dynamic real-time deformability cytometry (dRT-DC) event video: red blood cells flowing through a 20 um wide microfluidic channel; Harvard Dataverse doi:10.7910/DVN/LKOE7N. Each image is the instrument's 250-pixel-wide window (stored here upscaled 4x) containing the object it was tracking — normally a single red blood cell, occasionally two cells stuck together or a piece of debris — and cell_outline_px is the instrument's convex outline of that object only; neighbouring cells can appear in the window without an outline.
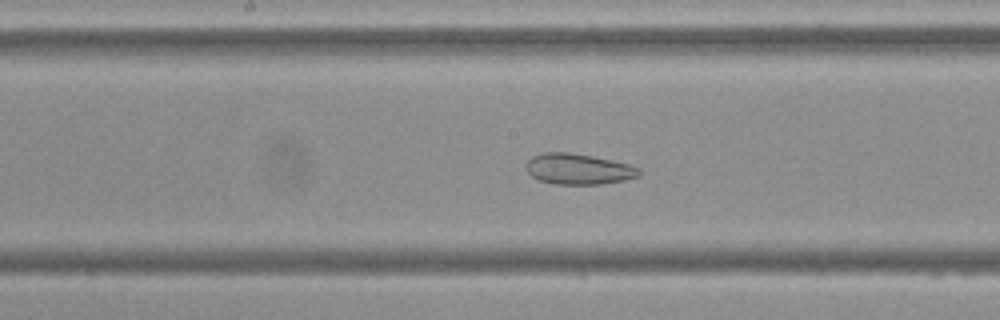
{"species": "Egyptian fruit bat (a non-hibernating species)", "species_latin": "Rousettus aegyptiacus", "temperature_condition": "cold", "stored_images_in_passage": 56, "camera_frame_rate_fps": 3000, "um_per_image_px": 0.085, "frame": {"image": 1, "passage_image": 29, "time_ms": 9.333, "image_size_px": [1000, 320], "cell_outline_px": [[640, 176], [624, 180], [600, 184], [556, 184], [540, 180], [532, 176], [528, 172], [528, 160], [532, 156], [544, 152], [568, 152], [592, 156], [628, 164], [640, 168]], "centroid_in_image_um": [49.18, 14.36], "position_along_channel_um": 199.0, "area_um2": 20.0}}
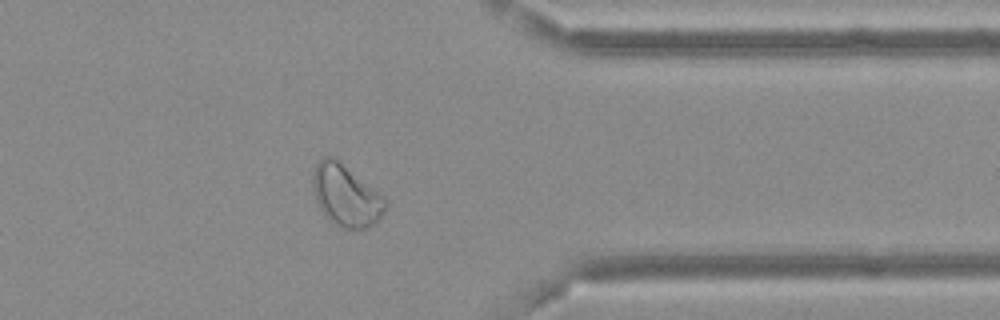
{"frame": {"image": 2, "passage_image": 45, "time_ms": 14.667, "image_size_px": [1000, 320], "cell_outline_px": [[388, 204], [380, 220], [376, 224], [368, 228], [344, 228], [328, 220], [320, 208], [316, 200], [312, 184], [312, 176], [316, 164], [324, 156], [332, 156], [384, 196]], "centroid_in_image_um": [29.42, 16.64], "position_along_channel_um": 382.0, "area_um2": 25.89}}
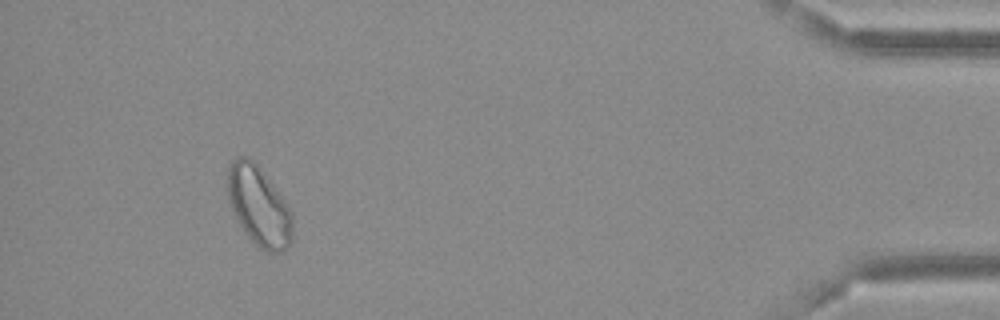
{"frame": {"image": 3, "passage_image": 52, "time_ms": 17.0, "image_size_px": [1000, 320], "cell_outline_px": [[292, 240], [280, 252], [268, 252], [260, 248], [244, 232], [228, 200], [224, 188], [228, 168], [232, 160], [240, 156], [248, 156], [256, 164], [272, 184], [284, 200], [292, 212]], "centroid_in_image_um": [21.96, 17.48], "position_along_channel_um": 413.2, "area_um2": 30.0}, "authors_computed_cell_mechanics": {"area_um2": 27.744, "velocity_mm_per_s": 3.6359, "shape_relaxation_time_tau1_ms": null, "shape_relaxation_time_tau2_ms": 3.1384, "deformation_change_tau1": null, "deformation_change_tau2": 0.0952}}